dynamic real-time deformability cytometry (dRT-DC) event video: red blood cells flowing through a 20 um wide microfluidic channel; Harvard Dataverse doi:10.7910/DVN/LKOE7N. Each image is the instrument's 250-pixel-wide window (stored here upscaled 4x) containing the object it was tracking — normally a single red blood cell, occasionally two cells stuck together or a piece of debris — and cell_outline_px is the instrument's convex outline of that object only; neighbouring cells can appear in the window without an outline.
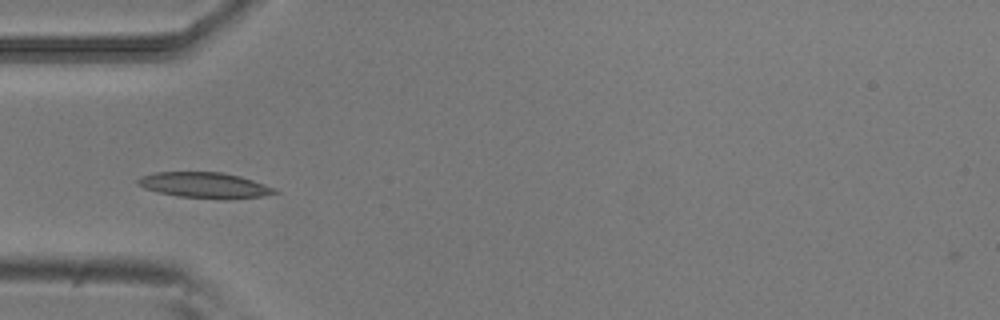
{"species": "common noctule bat (a hibernating species)", "species_latin": "Nyctalus noctula", "temperature_condition": "room temperature", "stored_images_in_passage": 37, "camera_frame_rate_fps": 3000, "um_per_image_px": 0.085, "animal": {"sex": "male", "body_mass_g": 20.5, "forearm_length_mm": 52.5}, "frame": {"image": 1, "passage_image": 1, "time_ms": 0.0, "image_size_px": [1000, 320], "cell_outline_px": [[280, 192], [264, 196], [228, 200], [224, 200], [180, 196], [160, 192], [144, 188], [136, 184], [136, 180], [140, 176], [156, 172], [220, 172], [240, 176], [276, 188]], "centroid_in_image_um": [17.43, 15.75], "position_along_channel_um": 67.6, "area_um2": 20.63}}
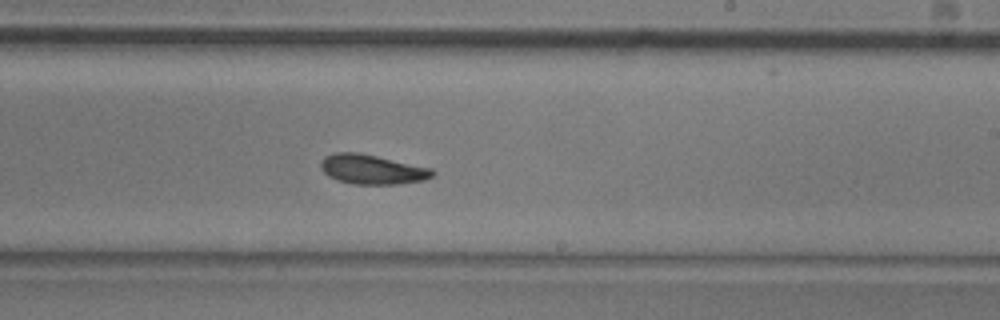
{"frame": {"image": 2, "passage_image": 16, "time_ms": 5.0, "image_size_px": [1000, 320], "cell_outline_px": [[436, 172], [432, 176], [424, 180], [396, 184], [352, 184], [336, 180], [328, 176], [320, 168], [320, 160], [324, 156], [336, 152], [360, 152], [432, 168]], "centroid_in_image_um": [31.6, 14.39], "position_along_channel_um": 257.4, "area_um2": 19.48}}
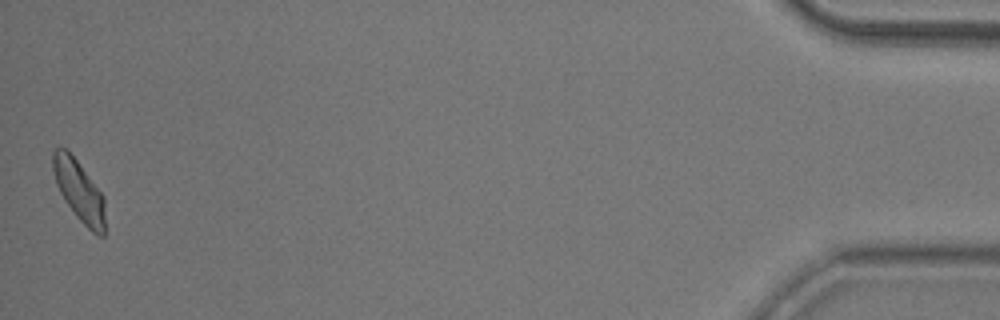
{"frame": {"image": 3, "passage_image": 37, "time_ms": 12.0, "image_size_px": [1000, 320], "cell_outline_px": [[104, 236], [96, 236], [76, 216], [64, 200], [56, 184], [52, 168], [52, 152], [56, 148], [64, 148], [76, 160], [104, 196]], "centroid_in_image_um": [6.71, 16.24], "position_along_channel_um": 428.5, "area_um2": 18.26}, "authors_computed_cell_mechanics": {"area_um2": 18.9584, "velocity_mm_per_s": 3.7867, "shape_relaxation_time_tau1_ms": 3.9042, "shape_relaxation_time_tau2_ms": 3.6829, "deformation_change_tau1": 0.1266, "deformation_change_tau2": 0.093}}